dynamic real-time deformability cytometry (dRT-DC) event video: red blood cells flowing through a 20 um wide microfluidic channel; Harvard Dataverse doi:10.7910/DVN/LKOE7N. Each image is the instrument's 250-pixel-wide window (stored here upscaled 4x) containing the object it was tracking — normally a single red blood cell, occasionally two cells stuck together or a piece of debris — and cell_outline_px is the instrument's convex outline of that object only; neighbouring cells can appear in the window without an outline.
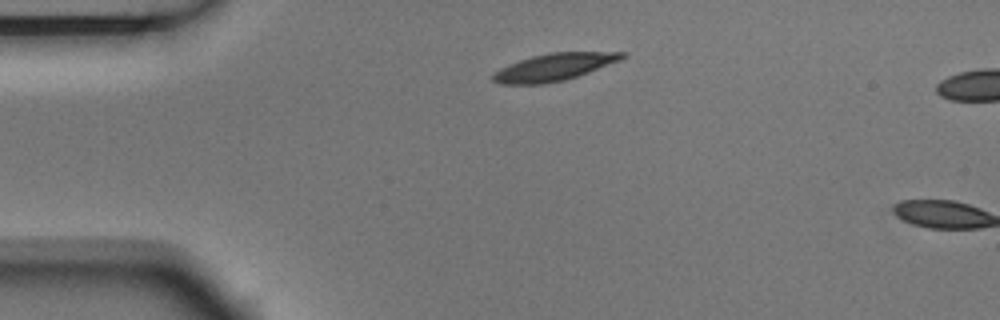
{"species": "Egyptian fruit bat (a non-hibernating species)", "species_latin": "Rousettus aegyptiacus", "temperature_condition": "room temperature", "stored_images_in_passage": 2, "camera_frame_rate_fps": 3000, "um_per_image_px": 0.085, "animal": {"sex": "male"}, "frame": {"image": 1, "passage_image": 1, "time_ms": 0.0, "image_size_px": [1000, 320], "cell_outline_px": [[628, 56], [620, 60], [588, 72], [564, 80], [544, 84], [500, 84], [492, 80], [492, 72], [508, 64], [532, 56], [548, 52], [628, 52]], "centroid_in_image_um": [47.07, 5.7], "position_along_channel_um": 37.9, "area_um2": 20.52}}